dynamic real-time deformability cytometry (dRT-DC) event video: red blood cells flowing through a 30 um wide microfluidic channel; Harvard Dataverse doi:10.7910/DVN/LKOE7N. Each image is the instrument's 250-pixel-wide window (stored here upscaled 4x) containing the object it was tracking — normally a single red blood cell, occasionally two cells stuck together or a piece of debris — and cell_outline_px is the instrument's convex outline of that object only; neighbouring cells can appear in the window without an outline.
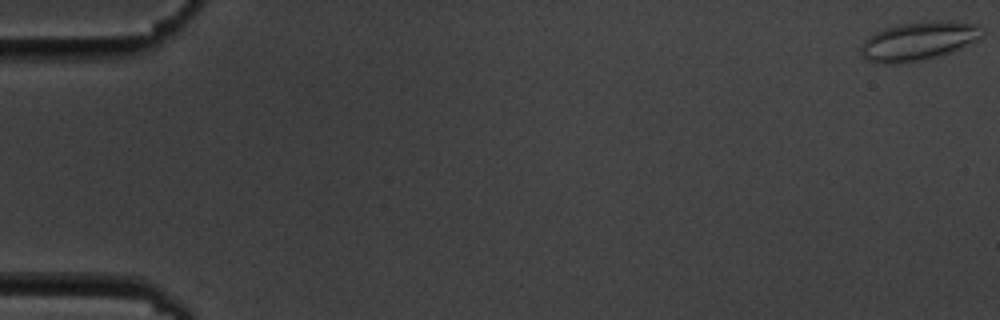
{"species": "common noctule bat (a hibernating species)", "species_latin": "Nyctalus noctula", "temperature_condition": "cold", "stored_images_in_passage": 6, "camera_frame_rate_fps": 3000, "um_per_image_px": 0.085, "animal": {"sex": "male", "body_mass_g": 19.5, "forearm_length_mm": 54.6}, "frame": {"image": 1, "passage_image": 1, "time_ms": 0.0, "image_size_px": [1000, 320], "cell_outline_px": [[984, 32], [976, 40], [948, 52], [936, 56], [916, 60], [892, 64], [876, 64], [864, 60], [860, 56], [860, 48], [864, 40], [868, 36], [876, 32], [900, 24], [936, 20], [940, 20], [976, 24], [984, 28]], "centroid_in_image_um": [78.0, 3.49], "position_along_channel_um": 7.0, "area_um2": 26.93}}
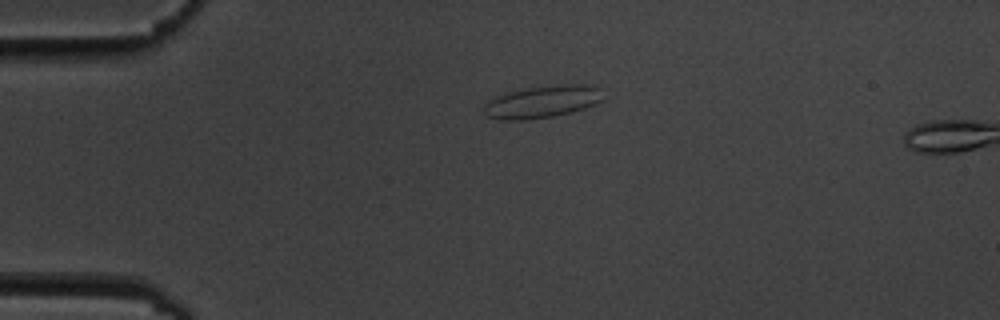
{"frame": {"image": 2, "passage_image": 5, "time_ms": 4.333, "image_size_px": [1000, 320], "cell_outline_px": [[600, 100], [584, 108], [572, 112], [552, 116], [520, 120], [500, 120], [484, 116], [484, 104], [488, 100], [496, 96], [508, 92], [528, 88], [556, 84], [592, 84], [600, 88]], "centroid_in_image_um": [46.04, 8.64], "position_along_channel_um": 39.0, "area_um2": 22.31}}